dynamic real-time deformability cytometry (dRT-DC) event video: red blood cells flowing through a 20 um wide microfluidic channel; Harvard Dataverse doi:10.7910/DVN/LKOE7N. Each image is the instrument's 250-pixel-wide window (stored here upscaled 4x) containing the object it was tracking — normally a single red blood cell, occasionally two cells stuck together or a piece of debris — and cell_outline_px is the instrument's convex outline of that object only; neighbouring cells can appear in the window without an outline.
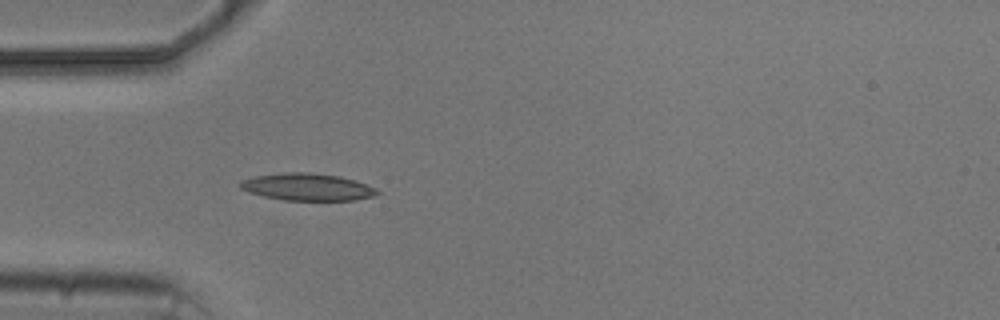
{"species": "common noctule bat (a hibernating species)", "species_latin": "Nyctalus noctula", "temperature_condition": "cold", "stored_images_in_passage": 4, "camera_frame_rate_fps": 3000, "um_per_image_px": 0.085, "animal": {"sex": "male", "body_mass_g": 20.5, "forearm_length_mm": 52.5}, "frame": {"image": 1, "passage_image": 4, "time_ms": 4.0, "image_size_px": [1000, 320], "cell_outline_px": [[380, 192], [372, 196], [356, 200], [284, 200], [264, 196], [248, 192], [240, 188], [240, 180], [256, 176], [284, 172], [308, 172], [340, 176], [376, 188]], "centroid_in_image_um": [26.09, 15.89], "position_along_channel_um": 58.9, "area_um2": 21.5}}